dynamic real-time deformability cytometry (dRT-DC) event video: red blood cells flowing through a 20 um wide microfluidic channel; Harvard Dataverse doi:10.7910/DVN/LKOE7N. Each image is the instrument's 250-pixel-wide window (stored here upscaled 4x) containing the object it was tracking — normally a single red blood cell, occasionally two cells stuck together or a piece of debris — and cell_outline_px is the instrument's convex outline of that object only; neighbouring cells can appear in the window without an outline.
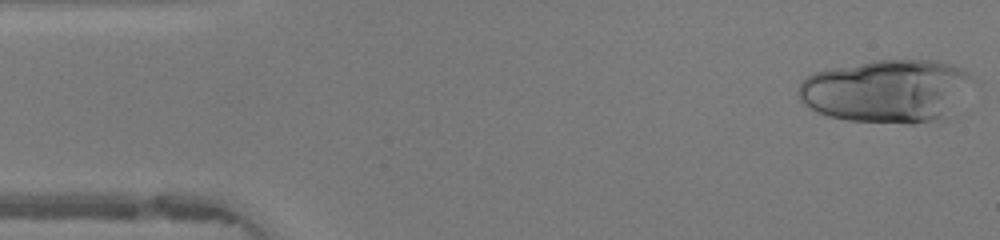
{"species": "human", "species_latin": "Homo sapiens", "temperature_condition": "warm", "stored_images_in_passage": 34, "camera_frame_rate_fps": 3000, "um_per_image_px": 0.085, "donor": {"sex": "female"}, "frame": {"image": 1, "passage_image": 1, "time_ms": 0.0, "image_size_px": [1000, 240], "cell_outline_px": [[972, 76], [960, 116], [956, 120], [912, 124], [908, 124], [848, 120], [828, 116], [816, 112], [804, 104], [800, 100], [796, 92], [800, 84], [812, 72], [876, 60], [936, 60], [952, 64], [964, 68]], "centroid_in_image_um": [75.53, 7.78], "position_along_channel_um": 9.5, "area_um2": 66.12}}